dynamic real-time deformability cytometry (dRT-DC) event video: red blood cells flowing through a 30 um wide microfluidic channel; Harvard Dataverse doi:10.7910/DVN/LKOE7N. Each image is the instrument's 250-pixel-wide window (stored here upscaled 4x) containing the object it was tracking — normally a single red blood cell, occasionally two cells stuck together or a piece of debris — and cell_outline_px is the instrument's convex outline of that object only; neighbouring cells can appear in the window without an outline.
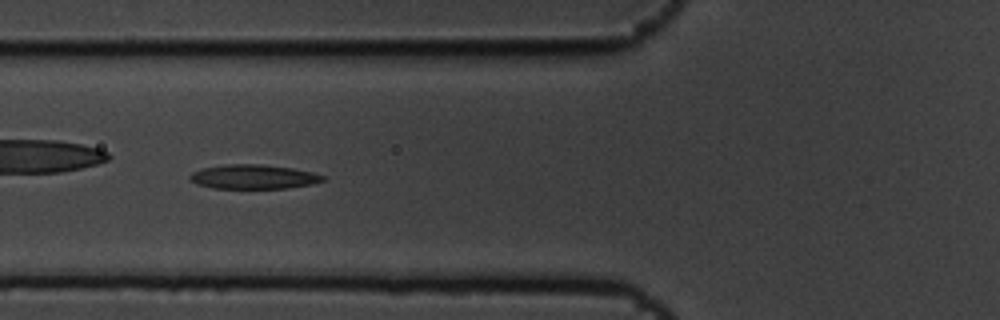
{"species": "common noctule bat (a hibernating species)", "species_latin": "Nyctalus noctula", "temperature_condition": "cold", "stored_images_in_passage": 6, "camera_frame_rate_fps": 3000, "um_per_image_px": 0.085, "animal": {"sex": "male", "body_mass_g": 19.5, "forearm_length_mm": 54.6}, "frame": {"image": 1, "passage_image": 5, "time_ms": 1.333, "image_size_px": [1000, 320], "cell_outline_px": [[324, 180], [312, 184], [288, 188], [212, 188], [196, 184], [188, 180], [188, 176], [192, 172], [200, 168], [224, 164], [260, 164], [292, 168], [312, 172], [324, 176]], "centroid_in_image_um": [21.47, 15.02], "position_along_channel_um": 104.3, "area_um2": 18.96}}
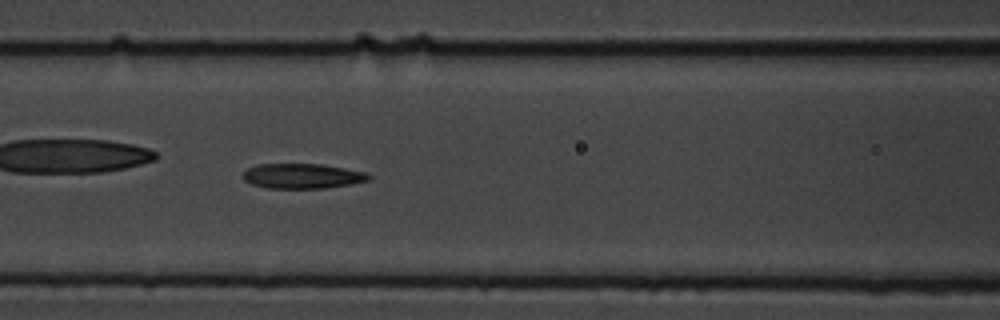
{"frame": {"image": 2, "passage_image": 6, "time_ms": 1.667, "image_size_px": [1000, 320], "cell_outline_px": [[372, 176], [368, 180], [348, 184], [324, 188], [268, 188], [252, 184], [244, 180], [244, 172], [248, 168], [256, 164], [320, 164], [368, 172]], "centroid_in_image_um": [25.7, 14.95], "position_along_channel_um": 140.9, "area_um2": 18.15}}